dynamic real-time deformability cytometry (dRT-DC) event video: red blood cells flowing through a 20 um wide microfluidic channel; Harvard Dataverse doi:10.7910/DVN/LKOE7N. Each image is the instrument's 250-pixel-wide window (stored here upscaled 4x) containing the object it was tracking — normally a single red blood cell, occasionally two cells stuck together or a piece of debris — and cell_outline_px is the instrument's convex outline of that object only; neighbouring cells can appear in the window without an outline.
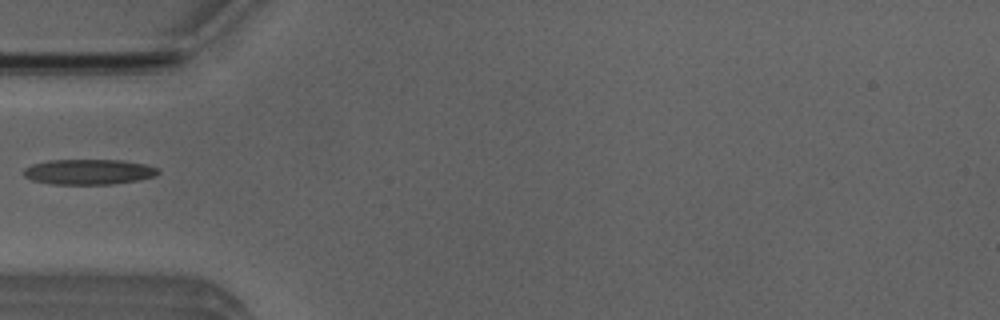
{"species": "Egyptian fruit bat (a non-hibernating species)", "species_latin": "Rousettus aegyptiacus", "temperature_condition": "room temperature", "stored_images_in_passage": 4, "camera_frame_rate_fps": 3000, "um_per_image_px": 0.085, "animal": {"sex": "male"}, "frame": {"image": 1, "passage_image": 3, "time_ms": 2.333, "image_size_px": [1000, 320], "cell_outline_px": [[160, 172], [156, 176], [136, 180], [112, 184], [52, 184], [32, 180], [24, 176], [24, 168], [32, 164], [48, 160], [120, 160], [144, 164], [156, 168]], "centroid_in_image_um": [7.51, 14.6], "position_along_channel_um": 77.5, "area_um2": 19.71}}